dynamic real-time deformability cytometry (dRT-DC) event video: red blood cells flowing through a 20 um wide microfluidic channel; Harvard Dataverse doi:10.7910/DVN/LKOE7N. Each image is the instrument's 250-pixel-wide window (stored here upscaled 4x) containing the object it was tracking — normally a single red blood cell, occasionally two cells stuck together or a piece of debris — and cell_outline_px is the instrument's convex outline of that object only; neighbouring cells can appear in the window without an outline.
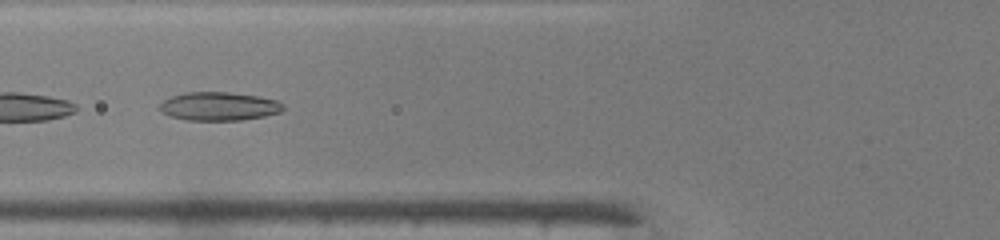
{"species": "common noctule bat (a hibernating species)", "species_latin": "Nyctalus noctula", "temperature_condition": "warm", "stored_images_in_passage": 7, "camera_frame_rate_fps": 3000, "um_per_image_px": 0.085, "animal": {"sex": "male", "body_mass_g": 19.0, "forearm_length_mm": 50.8}, "frame": {"image": 1, "passage_image": 3, "time_ms": 0.667, "image_size_px": [1000, 240], "cell_outline_px": [[284, 108], [280, 112], [264, 116], [244, 120], [188, 120], [168, 116], [160, 108], [160, 104], [164, 100], [172, 96], [184, 92], [228, 92], [260, 96], [276, 100], [284, 104]], "centroid_in_image_um": [18.64, 9.03], "position_along_channel_um": 107.2, "area_um2": 20.52}}